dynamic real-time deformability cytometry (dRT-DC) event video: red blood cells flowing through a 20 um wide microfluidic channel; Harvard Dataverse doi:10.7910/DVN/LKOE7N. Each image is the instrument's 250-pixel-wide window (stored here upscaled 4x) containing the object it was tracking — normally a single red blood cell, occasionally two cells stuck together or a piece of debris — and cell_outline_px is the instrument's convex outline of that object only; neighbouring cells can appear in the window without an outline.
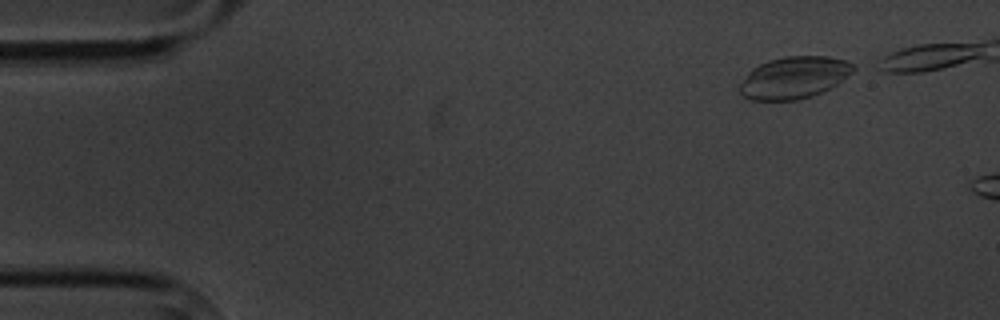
{"species": "common noctule bat (a hibernating species)", "species_latin": "Nyctalus noctula", "temperature_condition": "cold", "stored_images_in_passage": 2, "camera_frame_rate_fps": 3000, "um_per_image_px": 0.085, "animal": {"sex": "male", "body_mass_g": 20.1, "forearm_length_mm": 53.5}, "frame": {"image": 1, "passage_image": 1, "time_ms": 0.0, "image_size_px": [1000, 320], "cell_outline_px": [[860, 68], [836, 84], [812, 96], [796, 100], [752, 100], [744, 96], [740, 92], [740, 84], [748, 72], [752, 68], [768, 60], [784, 56], [828, 56], [844, 60], [856, 64]], "centroid_in_image_um": [67.54, 6.57], "position_along_channel_um": 17.5, "area_um2": 27.86}}